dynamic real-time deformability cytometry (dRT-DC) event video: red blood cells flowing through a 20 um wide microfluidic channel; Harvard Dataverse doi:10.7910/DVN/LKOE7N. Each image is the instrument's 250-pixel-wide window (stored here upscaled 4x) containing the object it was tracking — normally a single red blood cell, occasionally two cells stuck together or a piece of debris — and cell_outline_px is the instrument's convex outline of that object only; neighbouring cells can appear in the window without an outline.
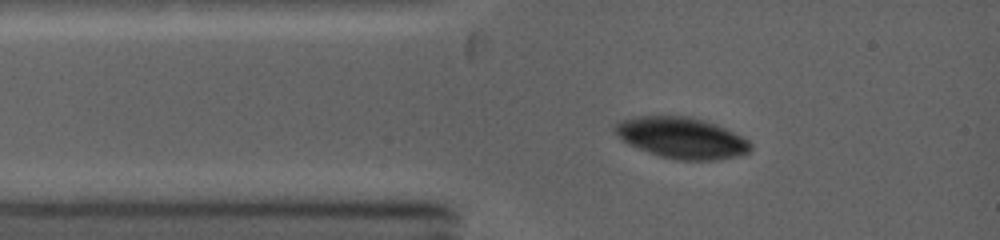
{"species": "common noctule bat (a hibernating species)", "species_latin": "Nyctalus noctula", "temperature_condition": "warm", "stored_images_in_passage": 6, "camera_frame_rate_fps": 5000, "um_per_image_px": 0.085, "animal": {"sex": "female", "body_mass_g": 19.0, "forearm_length_mm": 53.3}, "frame": {"image": 1, "passage_image": 3, "time_ms": 1.0, "image_size_px": [1000, 240], "cell_outline_px": [[752, 148], [748, 152], [736, 156], [716, 160], [676, 160], [660, 156], [648, 152], [628, 144], [612, 128], [620, 120], [632, 116], [692, 116], [716, 124], [748, 140], [752, 144]], "centroid_in_image_um": [57.93, 11.71], "position_along_channel_um": 27.1, "area_um2": 32.37}}